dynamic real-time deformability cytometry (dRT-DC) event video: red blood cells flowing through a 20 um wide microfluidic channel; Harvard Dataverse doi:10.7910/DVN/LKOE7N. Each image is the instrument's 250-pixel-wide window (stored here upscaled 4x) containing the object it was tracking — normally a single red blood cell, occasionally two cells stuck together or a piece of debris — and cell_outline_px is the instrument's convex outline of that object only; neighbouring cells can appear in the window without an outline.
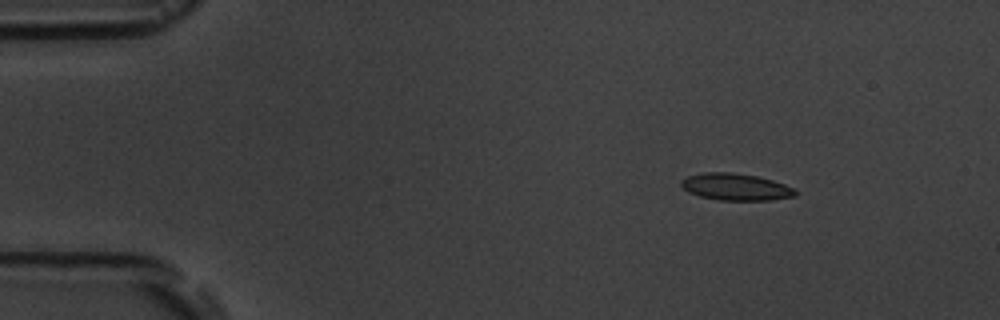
{"species": "common noctule bat (a hibernating species)", "species_latin": "Nyctalus noctula", "temperature_condition": "room temperature", "stored_images_in_passage": 6, "camera_frame_rate_fps": 3000, "um_per_image_px": 0.085, "animal": {"sex": "male", "body_mass_g": 19.5, "forearm_length_mm": 54.6}, "frame": {"image": 1, "passage_image": 3, "time_ms": 2.333, "image_size_px": [1000, 320], "cell_outline_px": [[800, 192], [796, 196], [772, 200], [720, 200], [700, 196], [688, 192], [680, 184], [680, 180], [688, 176], [704, 172], [732, 172], [756, 176], [772, 180], [796, 188]], "centroid_in_image_um": [62.58, 15.89], "position_along_channel_um": 22.4, "area_um2": 18.03}}
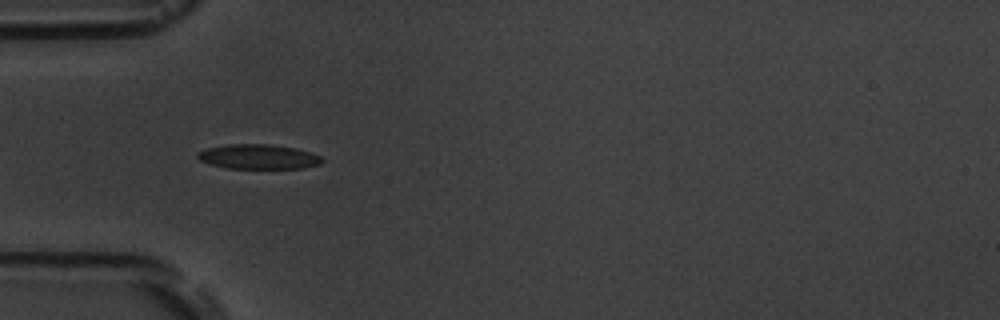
{"frame": {"image": 2, "passage_image": 5, "time_ms": 5.667, "image_size_px": [1000, 320], "cell_outline_px": [[324, 160], [320, 164], [304, 168], [224, 168], [208, 164], [200, 160], [196, 156], [196, 152], [208, 148], [228, 144], [272, 144], [296, 148], [320, 156]], "centroid_in_image_um": [21.93, 13.32], "position_along_channel_um": 63.1, "area_um2": 17.98}}
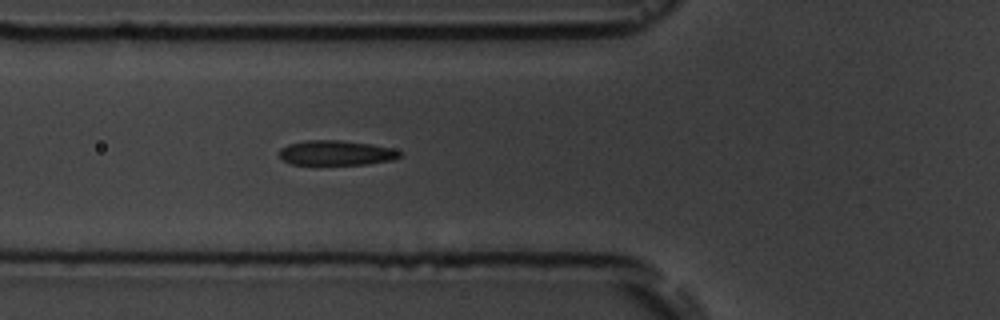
{"frame": {"image": 3, "passage_image": 6, "time_ms": 6.667, "image_size_px": [1000, 320], "cell_outline_px": [[404, 152], [400, 156], [392, 160], [368, 164], [292, 164], [284, 160], [280, 156], [280, 148], [288, 144], [308, 140], [340, 140], [372, 144], [392, 148]], "centroid_in_image_um": [28.61, 12.98], "position_along_channel_um": 97.2, "area_um2": 17.4}}